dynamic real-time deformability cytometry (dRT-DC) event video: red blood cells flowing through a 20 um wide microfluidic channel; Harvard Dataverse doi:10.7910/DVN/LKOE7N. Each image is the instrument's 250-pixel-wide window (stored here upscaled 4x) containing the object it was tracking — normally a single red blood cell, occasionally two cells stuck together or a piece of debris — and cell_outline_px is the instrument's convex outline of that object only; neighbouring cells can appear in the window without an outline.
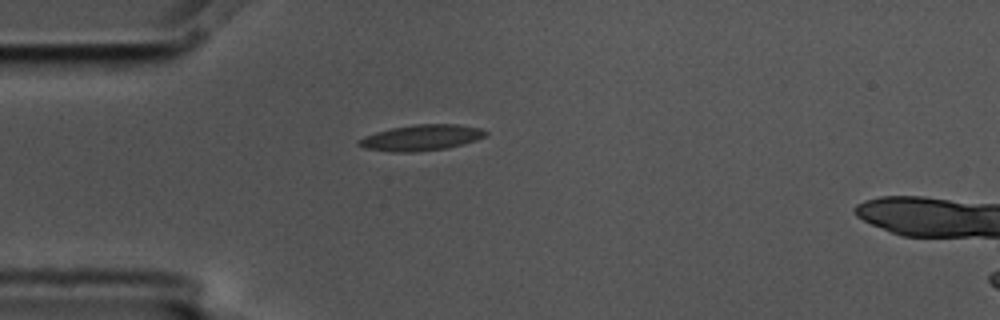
{"species": "common noctule bat (a hibernating species)", "species_latin": "Nyctalus noctula", "temperature_condition": "cold", "stored_images_in_passage": 2, "camera_frame_rate_fps": 3000, "um_per_image_px": 0.085, "animal": {"sex": "male", "body_mass_g": 17.5, "forearm_length_mm": 52.3}, "frame": {"image": 1, "passage_image": 1, "time_ms": 0.0, "image_size_px": [1000, 320], "cell_outline_px": [[488, 132], [484, 136], [476, 140], [448, 148], [412, 152], [392, 152], [364, 148], [356, 144], [356, 140], [364, 136], [376, 132], [392, 128], [416, 124], [456, 124], [480, 128]], "centroid_in_image_um": [35.77, 11.7], "position_along_channel_um": 49.2, "area_um2": 19.07}}